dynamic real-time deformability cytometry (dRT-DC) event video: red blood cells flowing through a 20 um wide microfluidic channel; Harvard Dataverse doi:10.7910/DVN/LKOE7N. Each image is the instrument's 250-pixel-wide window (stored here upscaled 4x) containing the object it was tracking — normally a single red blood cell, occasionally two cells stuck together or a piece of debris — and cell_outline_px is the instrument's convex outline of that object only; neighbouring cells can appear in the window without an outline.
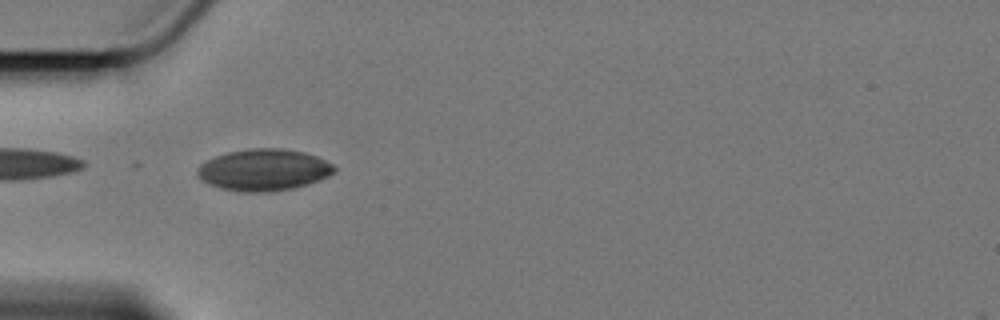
{"species": "Egyptian fruit bat (a non-hibernating species)", "species_latin": "Rousettus aegyptiacus", "temperature_condition": "cold", "stored_images_in_passage": 31, "camera_frame_rate_fps": 3000, "um_per_image_px": 0.085, "animal": {"sex": "female"}, "frame": {"image": 1, "passage_image": 2, "time_ms": 0.333, "image_size_px": [1000, 320], "cell_outline_px": [[336, 172], [320, 180], [308, 184], [292, 188], [272, 192], [240, 192], [220, 188], [208, 184], [200, 180], [196, 172], [196, 168], [200, 164], [216, 156], [228, 152], [248, 148], [280, 148], [304, 152], [316, 156], [332, 164], [336, 168]], "centroid_in_image_um": [22.4, 14.45], "position_along_channel_um": 62.6, "area_um2": 33.47}}
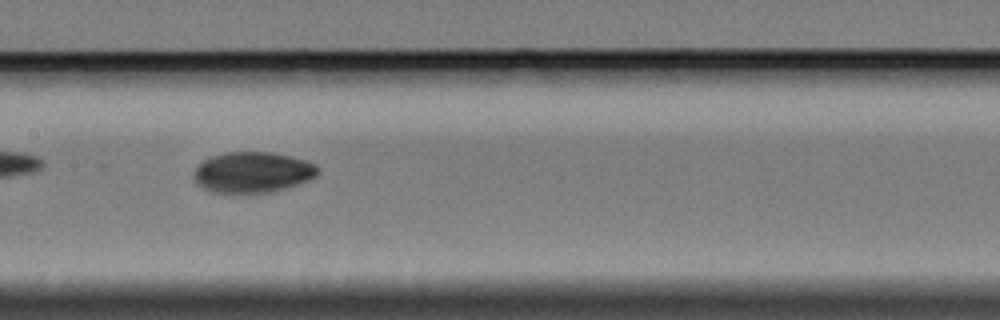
{"frame": {"image": 2, "passage_image": 13, "time_ms": 4.0, "image_size_px": [1000, 320], "cell_outline_px": [[320, 172], [316, 176], [308, 180], [272, 192], [212, 192], [196, 184], [192, 176], [196, 168], [204, 160], [212, 156], [224, 152], [272, 152], [292, 156], [308, 160], [316, 164], [320, 168]], "centroid_in_image_um": [21.5, 14.62], "position_along_channel_um": 185.9, "area_um2": 29.54}}
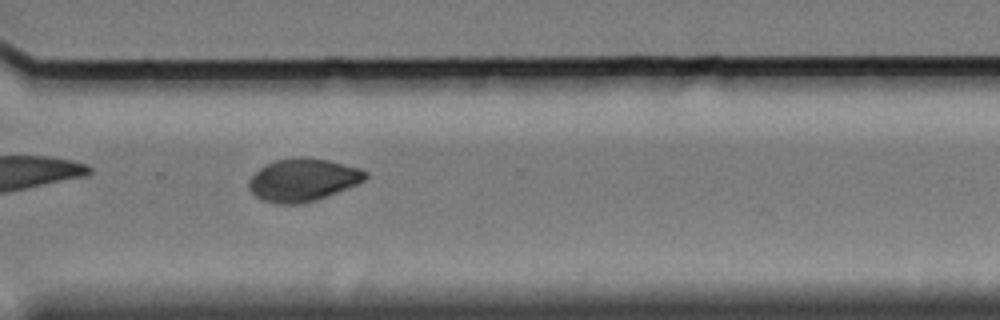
{"frame": {"image": 3, "passage_image": 27, "time_ms": 8.667, "image_size_px": [1000, 320], "cell_outline_px": [[368, 176], [364, 180], [348, 188], [316, 200], [304, 204], [276, 204], [264, 200], [256, 196], [248, 188], [248, 180], [260, 168], [276, 160], [300, 156], [328, 160], [360, 168], [368, 172]], "centroid_in_image_um": [25.75, 15.29], "position_along_channel_um": 344.8, "area_um2": 28.96}, "authors_computed_cell_mechanics": {"area_um2": 29.5936, "velocity_mm_per_s": 3.4092, "shape_relaxation_time_tau1_ms": 3.1749, "shape_relaxation_time_tau2_ms": 4.4541, "deformation_change_tau1": 0.0702, "deformation_change_tau2": 0.0358}}